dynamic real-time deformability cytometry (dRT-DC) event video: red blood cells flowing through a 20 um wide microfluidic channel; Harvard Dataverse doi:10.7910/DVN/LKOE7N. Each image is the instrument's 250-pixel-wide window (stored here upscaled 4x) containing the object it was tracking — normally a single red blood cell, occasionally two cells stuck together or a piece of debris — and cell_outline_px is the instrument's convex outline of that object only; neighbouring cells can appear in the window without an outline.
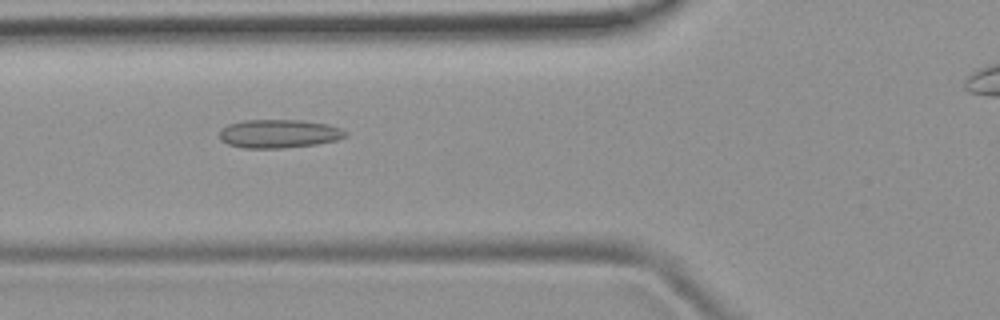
{"species": "common noctule bat (a hibernating species)", "species_latin": "Nyctalus noctula", "temperature_condition": "room temperature", "stored_images_in_passage": 46, "camera_frame_rate_fps": 3000, "um_per_image_px": 0.085, "animal": {"sex": "female", "body_mass_g": 19.9}, "frame": {"image": 1, "passage_image": 19, "time_ms": 6.0, "image_size_px": [1000, 320], "cell_outline_px": [[348, 136], [336, 140], [316, 144], [284, 148], [244, 148], [228, 144], [220, 140], [220, 128], [228, 124], [244, 120], [300, 120], [328, 124], [340, 128], [348, 132]], "centroid_in_image_um": [23.7, 11.36], "position_along_channel_um": 102.1, "area_um2": 21.04}}
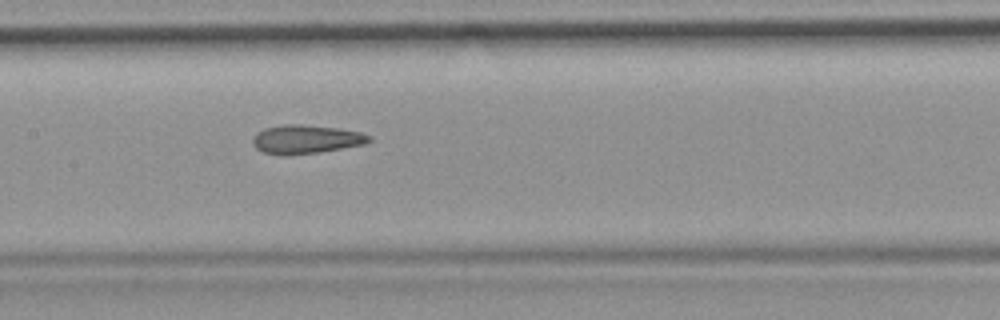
{"frame": {"image": 2, "passage_image": 25, "time_ms": 8.0, "image_size_px": [1000, 320], "cell_outline_px": [[372, 140], [364, 144], [316, 152], [264, 152], [256, 148], [252, 144], [252, 140], [256, 132], [264, 128], [284, 124], [300, 124], [340, 128], [360, 132], [372, 136]], "centroid_in_image_um": [26.04, 11.78], "position_along_channel_um": 181.4, "area_um2": 18.73}}
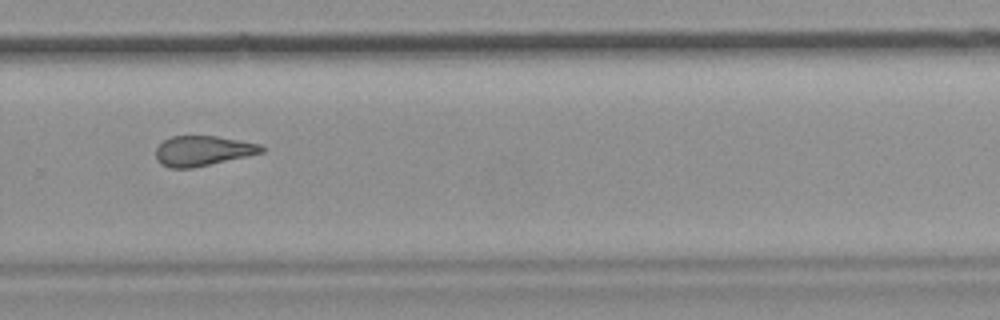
{"frame": {"image": 3, "passage_image": 35, "time_ms": 11.333, "image_size_px": [1000, 320], "cell_outline_px": [[268, 148], [264, 152], [248, 156], [192, 168], [168, 168], [160, 164], [156, 160], [156, 148], [164, 140], [172, 136], [216, 136], [260, 144]], "centroid_in_image_um": [17.24, 12.82], "position_along_channel_um": 312.6, "area_um2": 18.61}}